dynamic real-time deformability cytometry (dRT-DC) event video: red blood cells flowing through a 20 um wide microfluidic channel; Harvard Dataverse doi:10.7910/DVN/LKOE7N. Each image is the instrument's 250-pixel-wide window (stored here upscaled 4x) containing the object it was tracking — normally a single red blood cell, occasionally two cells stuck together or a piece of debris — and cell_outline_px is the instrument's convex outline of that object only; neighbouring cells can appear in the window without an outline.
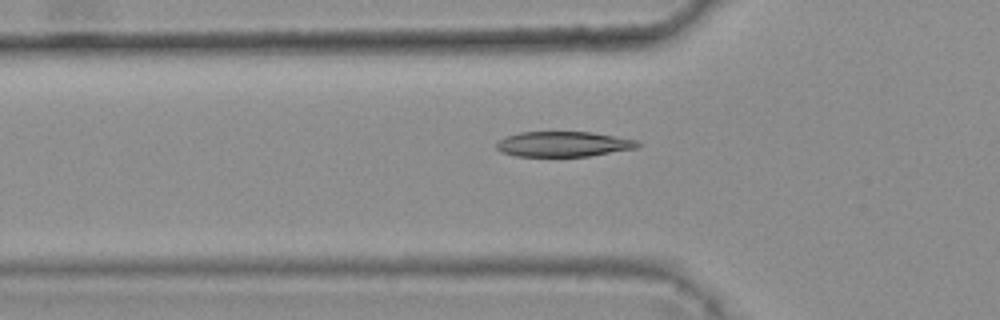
{"species": "common noctule bat (a hibernating species)", "species_latin": "Nyctalus noctula", "temperature_condition": "warm", "stored_images_in_passage": 5, "camera_frame_rate_fps": 3000, "um_per_image_px": 0.085, "animal": {"sex": "female", "body_mass_g": 25.1}, "frame": {"image": 1, "passage_image": 5, "time_ms": 1.333, "image_size_px": [1000, 320], "cell_outline_px": [[640, 144], [636, 148], [588, 156], [516, 156], [500, 152], [496, 148], [496, 144], [504, 136], [520, 132], [592, 132], [636, 140]], "centroid_in_image_um": [47.83, 12.24], "position_along_channel_um": 78.0, "area_um2": 20.63}}